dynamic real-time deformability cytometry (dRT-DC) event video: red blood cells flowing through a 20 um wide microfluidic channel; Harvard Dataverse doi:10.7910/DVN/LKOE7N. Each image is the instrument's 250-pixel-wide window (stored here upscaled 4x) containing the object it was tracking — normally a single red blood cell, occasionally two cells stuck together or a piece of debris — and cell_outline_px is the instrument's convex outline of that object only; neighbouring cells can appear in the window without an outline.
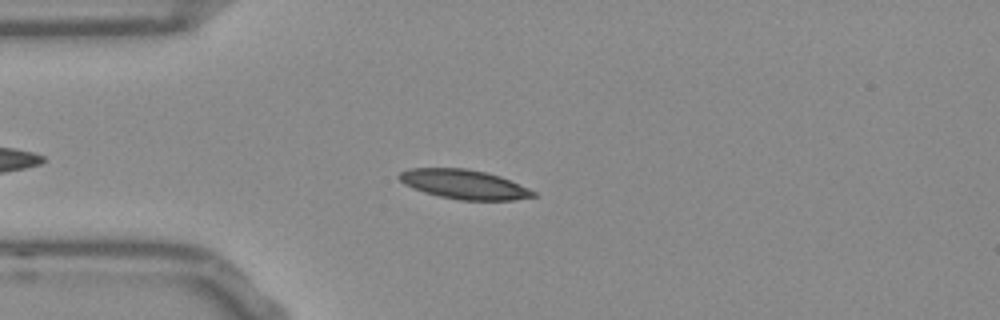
{"species": "Egyptian fruit bat (a non-hibernating species)", "species_latin": "Rousettus aegyptiacus", "temperature_condition": "room temperature", "stored_images_in_passage": 32, "camera_frame_rate_fps": 3000, "um_per_image_px": 0.085, "frame": {"image": 1, "passage_image": 4, "time_ms": 1.0, "image_size_px": [1000, 320], "cell_outline_px": [[536, 196], [512, 200], [460, 200], [440, 196], [424, 192], [404, 184], [396, 176], [400, 172], [408, 168], [468, 168], [500, 176], [528, 188], [536, 192]], "centroid_in_image_um": [39.42, 15.66], "position_along_channel_um": 45.6, "area_um2": 22.83}}
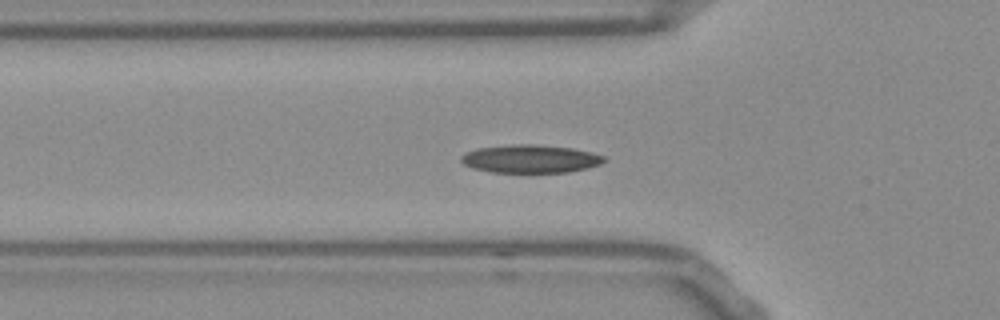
{"frame": {"image": 2, "passage_image": 8, "time_ms": 2.333, "image_size_px": [1000, 320], "cell_outline_px": [[608, 160], [600, 164], [588, 168], [568, 172], [492, 172], [472, 168], [464, 164], [460, 160], [460, 156], [476, 148], [512, 144], [532, 144], [572, 148], [592, 152], [604, 156]], "centroid_in_image_um": [45.09, 13.5], "position_along_channel_um": 80.7, "area_um2": 23.47}}
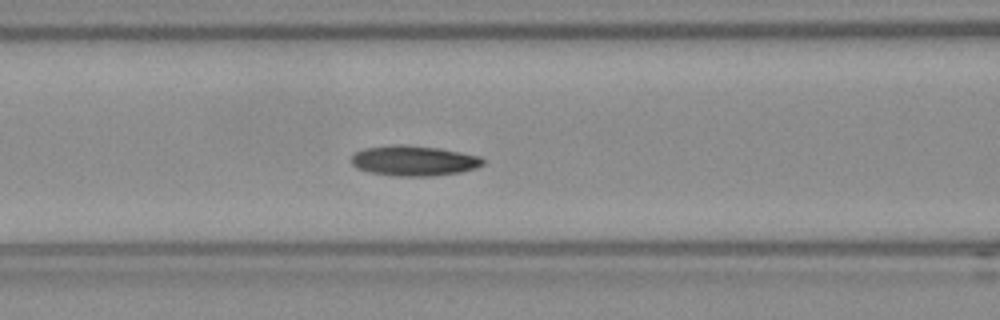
{"frame": {"image": 3, "passage_image": 12, "time_ms": 3.667, "image_size_px": [1000, 320], "cell_outline_px": [[484, 164], [476, 168], [460, 172], [432, 176], [400, 176], [372, 172], [356, 168], [352, 164], [352, 156], [356, 152], [364, 148], [392, 144], [408, 144], [440, 148], [480, 156], [484, 160]], "centroid_in_image_um": [35.19, 13.64], "position_along_channel_um": 131.4, "area_um2": 23.24}, "authors_computed_cell_mechanics": {"area_um2": 22.542, "velocity_mm_per_s": 3.7368, "shape_relaxation_time_tau1_ms": 10.0274, "shape_relaxation_time_tau2_ms": 3.9444, "deformation_change_tau1": 0.1805, "deformation_change_tau2": 0.0943}}